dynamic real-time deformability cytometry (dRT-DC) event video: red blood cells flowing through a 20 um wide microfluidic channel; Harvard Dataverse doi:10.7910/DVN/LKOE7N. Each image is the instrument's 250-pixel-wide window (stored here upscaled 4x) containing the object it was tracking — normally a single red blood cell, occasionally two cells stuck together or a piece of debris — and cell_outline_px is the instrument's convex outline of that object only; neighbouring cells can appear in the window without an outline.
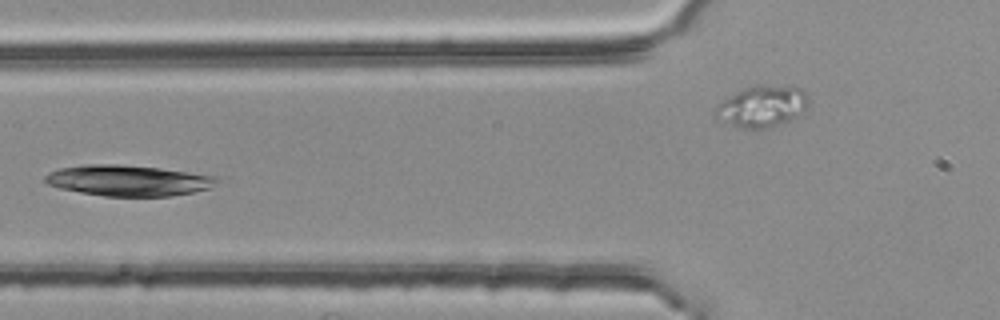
{"species": "common noctule bat (a hibernating species)", "species_latin": "Nyctalus noctula", "temperature_condition": "room temperature", "stored_images_in_passage": 15, "camera_frame_rate_fps": 3000, "um_per_image_px": 0.085, "animal": {"sex": "female", "body_mass_g": 25.1}, "frame": {"image": 1, "passage_image": 5, "time_ms": 1.333, "image_size_px": [1000, 320], "cell_outline_px": [[220, 180], [212, 188], [172, 196], [104, 196], [60, 188], [48, 184], [44, 180], [44, 176], [48, 172], [60, 168], [84, 164], [120, 164], [160, 168], [220, 176]], "centroid_in_image_um": [10.95, 15.33], "position_along_channel_um": 114.9, "area_um2": 31.1}}
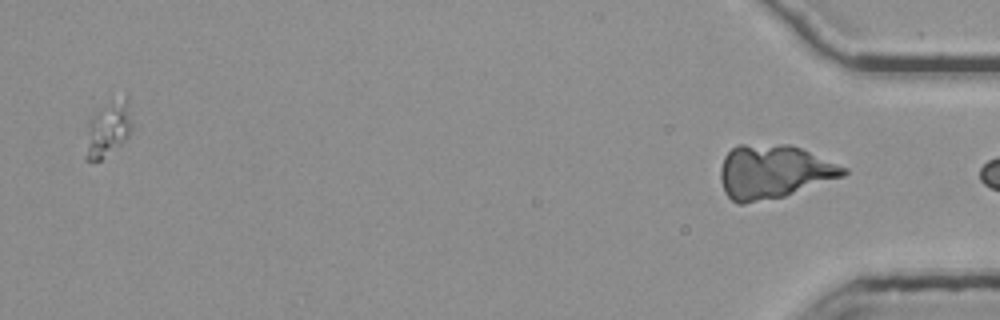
{"frame": {"image": 2, "passage_image": 15, "time_ms": 4.667, "image_size_px": [1000, 320], "cell_outline_px": [[848, 172], [844, 176], [784, 196], [744, 204], [736, 204], [724, 192], [720, 180], [720, 168], [724, 156], [732, 148], [740, 144], [792, 144], [848, 168]], "centroid_in_image_um": [65.74, 14.59], "position_along_channel_um": 369.5, "area_um2": 38.67}}